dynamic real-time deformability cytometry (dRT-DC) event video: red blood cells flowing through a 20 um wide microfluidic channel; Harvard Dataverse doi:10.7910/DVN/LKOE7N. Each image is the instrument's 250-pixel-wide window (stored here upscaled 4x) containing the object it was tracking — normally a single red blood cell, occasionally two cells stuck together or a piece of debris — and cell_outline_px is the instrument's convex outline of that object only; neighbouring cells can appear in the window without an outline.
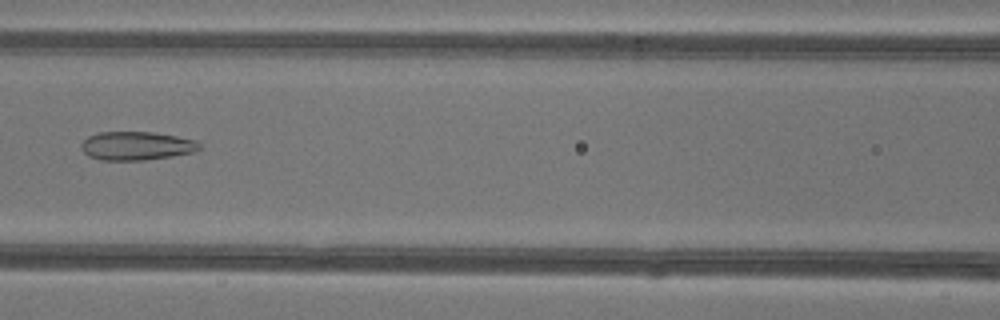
{"species": "common noctule bat (a hibernating species)", "species_latin": "Nyctalus noctula", "temperature_condition": "warm", "stored_images_in_passage": 38, "camera_frame_rate_fps": 3000, "um_per_image_px": 0.085, "animal": {"sex": "female"}, "frame": {"image": 1, "passage_image": 12, "time_ms": 3.667, "image_size_px": [1000, 320], "cell_outline_px": [[200, 148], [196, 152], [172, 156], [144, 160], [100, 160], [88, 156], [80, 148], [80, 144], [88, 136], [100, 132], [152, 132], [176, 136], [196, 140], [200, 144]], "centroid_in_image_um": [11.59, 12.4], "position_along_channel_um": 155.0, "area_um2": 19.77}}
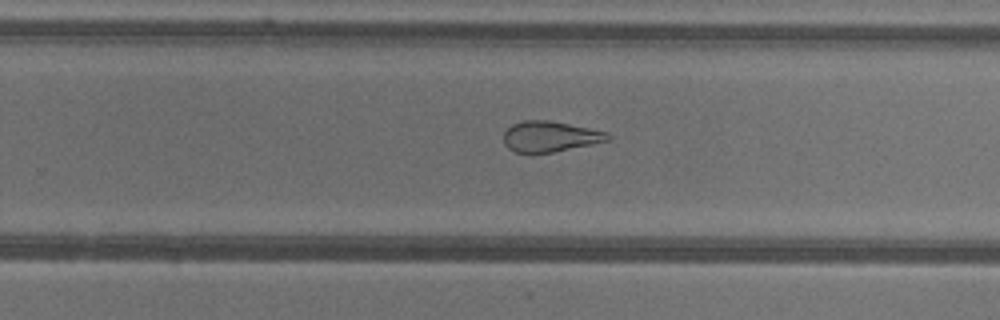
{"frame": {"image": 2, "passage_image": 21, "time_ms": 6.667, "image_size_px": [1000, 320], "cell_outline_px": [[612, 136], [608, 140], [592, 144], [532, 156], [516, 152], [508, 148], [504, 144], [504, 132], [512, 124], [524, 120], [548, 120], [608, 132]], "centroid_in_image_um": [46.7, 11.63], "position_along_channel_um": 283.1, "area_um2": 18.84}}
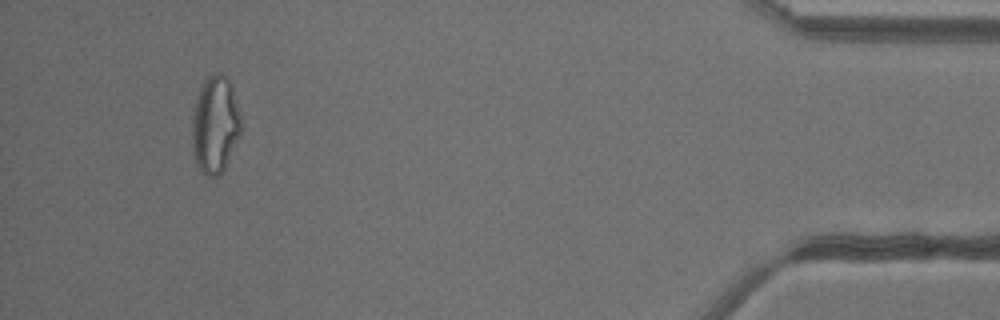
{"frame": {"image": 3, "passage_image": 35, "time_ms": 11.333, "image_size_px": [1000, 320], "cell_outline_px": [[240, 136], [224, 168], [216, 176], [208, 176], [200, 172], [192, 156], [192, 112], [200, 88], [204, 80], [212, 72], [220, 72], [228, 76], [232, 84], [240, 116]], "centroid_in_image_um": [18.26, 10.57], "position_along_channel_um": 416.9, "area_um2": 28.09}, "authors_computed_cell_mechanics": {"area_um2": 22.9755, "velocity_mm_per_s": 4.286, "shape_relaxation_time_tau1_ms": null, "shape_relaxation_time_tau2_ms": 1.7154, "deformation_change_tau1": null, "deformation_change_tau2": 0.1024}}